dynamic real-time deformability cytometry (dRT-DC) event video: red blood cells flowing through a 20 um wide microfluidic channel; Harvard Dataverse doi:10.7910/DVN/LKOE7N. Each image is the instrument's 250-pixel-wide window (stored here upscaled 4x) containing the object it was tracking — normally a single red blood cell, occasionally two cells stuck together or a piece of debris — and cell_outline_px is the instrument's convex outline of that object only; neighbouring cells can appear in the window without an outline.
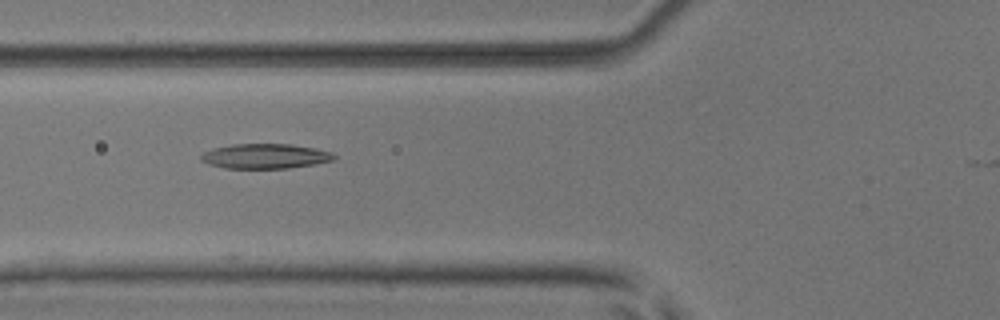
{"species": "common noctule bat (a hibernating species)", "species_latin": "Nyctalus noctula", "temperature_condition": "room temperature", "stored_images_in_passage": 33, "camera_frame_rate_fps": 3000, "um_per_image_px": 0.085, "animal": {"sex": "male", "body_mass_g": 17.9, "forearm_length_mm": 54.2}, "frame": {"image": 1, "passage_image": 3, "time_ms": 0.667, "image_size_px": [1000, 320], "cell_outline_px": [[336, 160], [316, 164], [288, 168], [224, 168], [208, 164], [200, 160], [200, 156], [204, 152], [212, 148], [232, 144], [292, 144], [316, 148], [332, 152], [336, 156]], "centroid_in_image_um": [22.56, 13.27], "position_along_channel_um": 103.2, "area_um2": 19.48}}
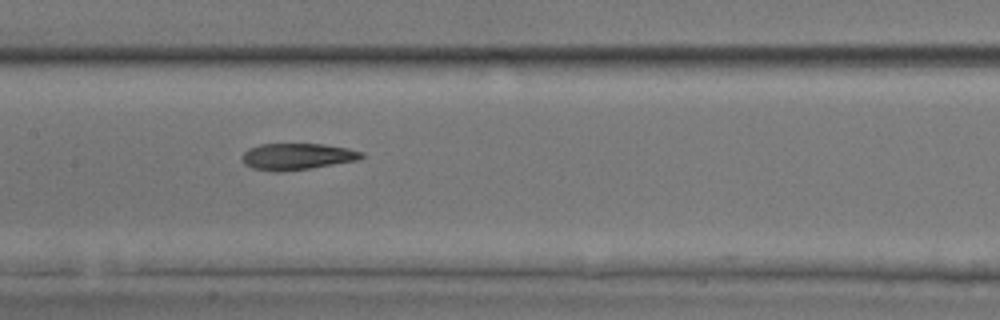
{"frame": {"image": 2, "passage_image": 9, "time_ms": 2.667, "image_size_px": [1000, 320], "cell_outline_px": [[364, 156], [360, 160], [312, 168], [280, 172], [272, 172], [252, 168], [244, 164], [240, 156], [248, 148], [260, 144], [324, 144], [348, 148], [364, 152]], "centroid_in_image_um": [25.25, 13.31], "position_along_channel_um": 182.1, "area_um2": 18.79}}
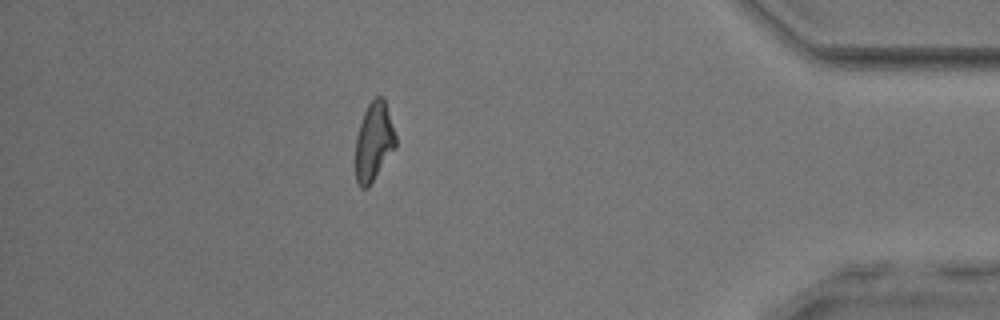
{"frame": {"image": 3, "passage_image": 29, "time_ms": 9.333, "image_size_px": [1000, 320], "cell_outline_px": [[396, 148], [368, 188], [360, 188], [356, 180], [356, 136], [364, 112], [368, 104], [376, 96], [384, 96], [396, 136]], "centroid_in_image_um": [31.79, 12.04], "position_along_channel_um": 403.4, "area_um2": 18.5}}